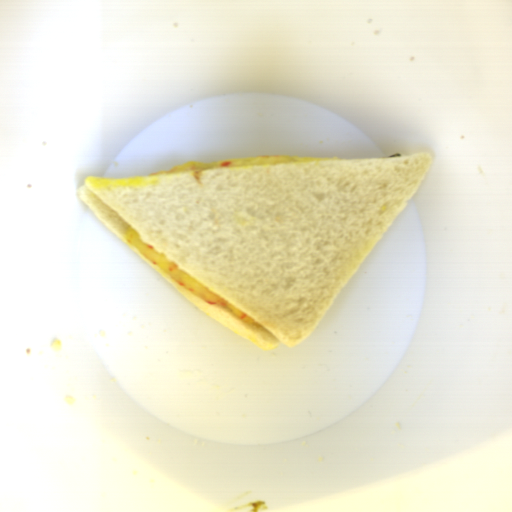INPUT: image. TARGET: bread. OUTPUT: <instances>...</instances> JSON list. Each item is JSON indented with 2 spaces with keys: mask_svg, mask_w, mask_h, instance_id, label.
Instances as JSON below:
<instances>
[{
  "mask_svg": "<svg viewBox=\"0 0 512 512\" xmlns=\"http://www.w3.org/2000/svg\"><path fill=\"white\" fill-rule=\"evenodd\" d=\"M429 152L85 178L96 218L214 321L264 351L299 345L407 206ZM260 325L169 279L126 227Z\"/></svg>",
  "mask_w": 512,
  "mask_h": 512,
  "instance_id": "obj_1",
  "label": "bread"
}]
</instances>
